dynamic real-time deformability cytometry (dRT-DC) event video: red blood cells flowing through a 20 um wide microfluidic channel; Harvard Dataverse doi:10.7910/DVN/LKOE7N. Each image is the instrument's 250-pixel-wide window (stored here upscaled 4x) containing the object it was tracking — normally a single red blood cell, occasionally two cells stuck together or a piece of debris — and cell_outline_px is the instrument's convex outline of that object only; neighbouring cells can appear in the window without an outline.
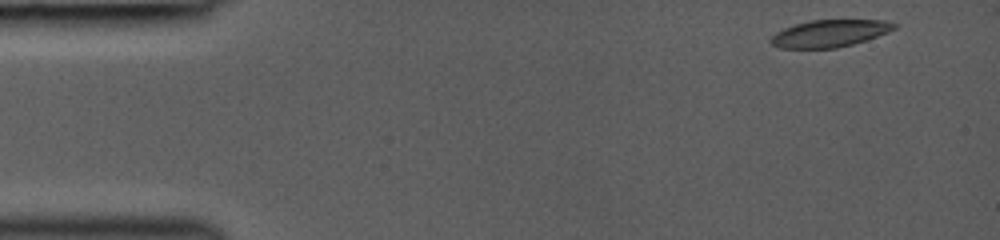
{"species": "common noctule bat (a hibernating species)", "species_latin": "Nyctalus noctula", "temperature_condition": "room temperature", "stored_images_in_passage": 15, "camera_frame_rate_fps": 3000, "um_per_image_px": 0.085, "animal": {"sex": "female", "body_mass_g": 19.0, "forearm_length_mm": 53.3}, "frame": {"image": 1, "passage_image": 1, "time_ms": 0.0, "image_size_px": [1000, 240], "cell_outline_px": [[896, 28], [888, 32], [852, 44], [836, 48], [780, 48], [772, 44], [772, 36], [776, 32], [784, 28], [796, 24], [812, 20], [884, 20], [896, 24]], "centroid_in_image_um": [70.52, 2.83], "position_along_channel_um": 14.5, "area_um2": 19.19}}
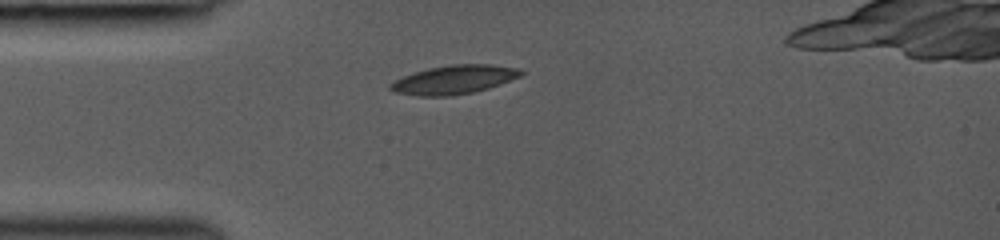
{"frame": {"image": 2, "passage_image": 12, "time_ms": 3.0, "image_size_px": [1000, 240], "cell_outline_px": [[524, 72], [520, 76], [500, 84], [488, 88], [472, 92], [452, 96], [420, 96], [392, 92], [388, 88], [388, 84], [404, 76], [428, 68], [452, 64], [492, 64], [520, 68]], "centroid_in_image_um": [38.59, 6.77], "position_along_channel_um": 46.4, "area_um2": 21.91}}